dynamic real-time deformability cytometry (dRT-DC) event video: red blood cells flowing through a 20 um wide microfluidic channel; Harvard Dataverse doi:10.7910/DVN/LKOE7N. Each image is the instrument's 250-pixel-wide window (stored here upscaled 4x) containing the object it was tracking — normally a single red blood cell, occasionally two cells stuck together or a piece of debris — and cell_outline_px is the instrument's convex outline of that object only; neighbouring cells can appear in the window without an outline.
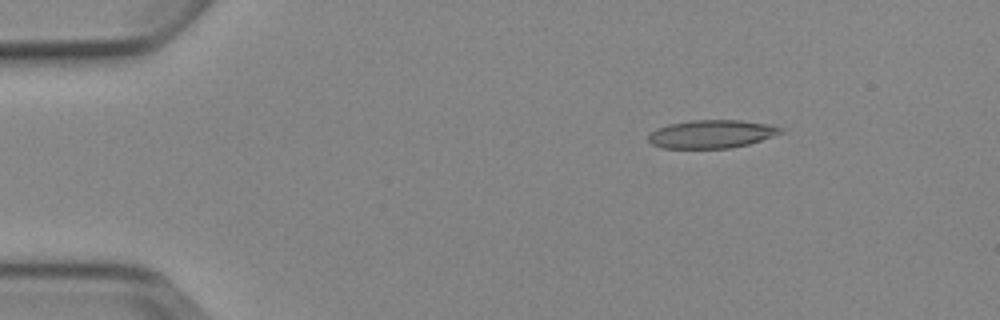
{"species": "Egyptian fruit bat (a non-hibernating species)", "species_latin": "Rousettus aegyptiacus", "temperature_condition": "cold", "stored_images_in_passage": 4, "camera_frame_rate_fps": 3000, "um_per_image_px": 0.085, "animal": {"sex": "female"}, "frame": {"image": 1, "passage_image": 1, "time_ms": 0.0, "image_size_px": [1000, 320], "cell_outline_px": [[784, 132], [748, 144], [732, 148], [664, 148], [652, 144], [648, 140], [648, 136], [656, 128], [668, 124], [688, 120], [740, 120], [772, 124], [784, 128]], "centroid_in_image_um": [60.5, 11.38], "position_along_channel_um": 24.5, "area_um2": 21.85}}
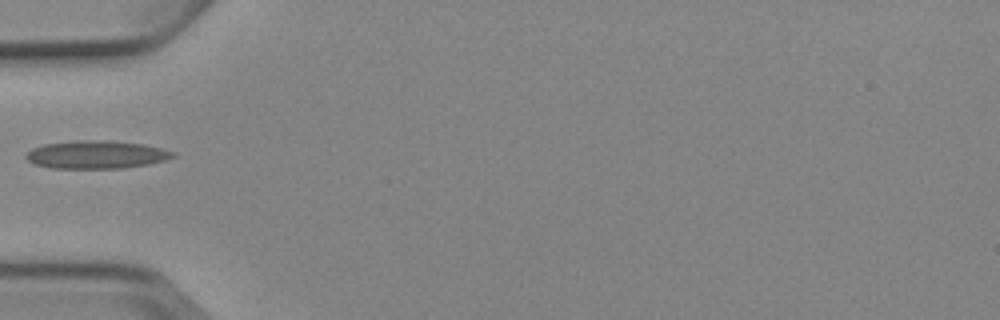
{"frame": {"image": 2, "passage_image": 3, "time_ms": 3.333, "image_size_px": [1000, 320], "cell_outline_px": [[176, 156], [164, 160], [148, 164], [124, 168], [52, 168], [36, 164], [28, 160], [24, 156], [32, 148], [44, 144], [76, 140], [108, 140], [144, 144], [176, 152]], "centroid_in_image_um": [8.2, 13.13], "position_along_channel_um": 76.8, "area_um2": 23.93}}
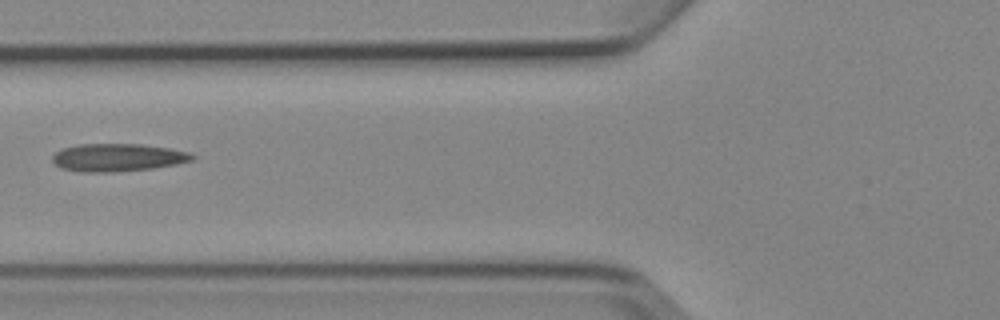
{"frame": {"image": 3, "passage_image": 4, "time_ms": 4.333, "image_size_px": [1000, 320], "cell_outline_px": [[196, 160], [176, 164], [152, 168], [116, 172], [80, 172], [60, 168], [52, 160], [52, 156], [60, 148], [80, 144], [140, 144], [168, 148], [192, 152], [196, 156]], "centroid_in_image_um": [10.02, 13.39], "position_along_channel_um": 115.8, "area_um2": 22.89}}